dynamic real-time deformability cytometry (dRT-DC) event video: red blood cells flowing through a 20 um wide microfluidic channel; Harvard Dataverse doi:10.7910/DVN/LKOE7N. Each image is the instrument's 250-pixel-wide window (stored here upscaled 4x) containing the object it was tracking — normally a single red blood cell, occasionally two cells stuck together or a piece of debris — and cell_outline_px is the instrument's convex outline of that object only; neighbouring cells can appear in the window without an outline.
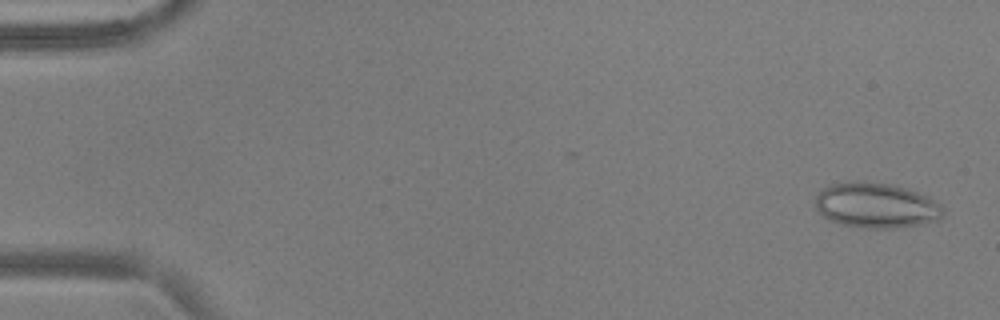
{"species": "common noctule bat (a hibernating species)", "species_latin": "Nyctalus noctula", "temperature_condition": "warm", "stored_images_in_passage": 53, "camera_frame_rate_fps": 3000, "um_per_image_px": 0.085, "animal": {"sex": "male", "body_mass_g": 17.9, "forearm_length_mm": 54.2}, "frame": {"image": 1, "passage_image": 2, "time_ms": 0.333, "image_size_px": [1000, 320], "cell_outline_px": [[944, 212], [940, 220], [920, 224], [896, 228], [868, 228], [840, 224], [828, 220], [816, 208], [816, 196], [824, 188], [832, 184], [856, 180], [892, 184], [916, 192], [940, 204], [944, 208]], "centroid_in_image_um": [74.47, 17.46], "position_along_channel_um": 10.5, "area_um2": 33.52}}
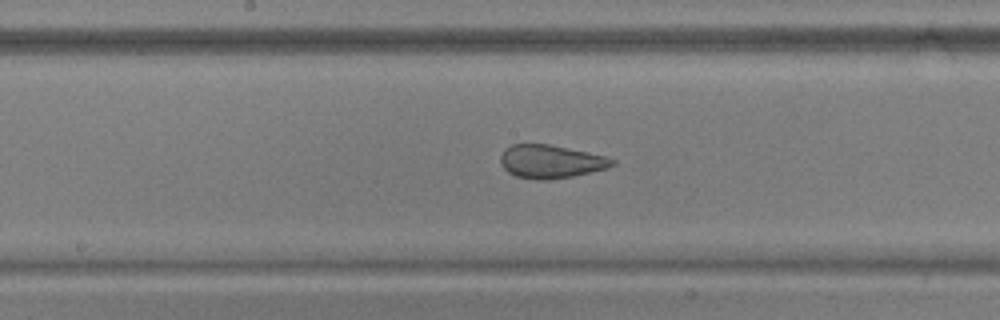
{"frame": {"image": 2, "passage_image": 28, "time_ms": 9.0, "image_size_px": [1000, 320], "cell_outline_px": [[616, 164], [608, 168], [572, 176], [548, 180], [540, 180], [516, 176], [508, 172], [500, 164], [500, 156], [504, 148], [512, 144], [548, 144], [604, 156], [616, 160]], "centroid_in_image_um": [46.78, 13.73], "position_along_channel_um": 201.4, "area_um2": 21.56}}
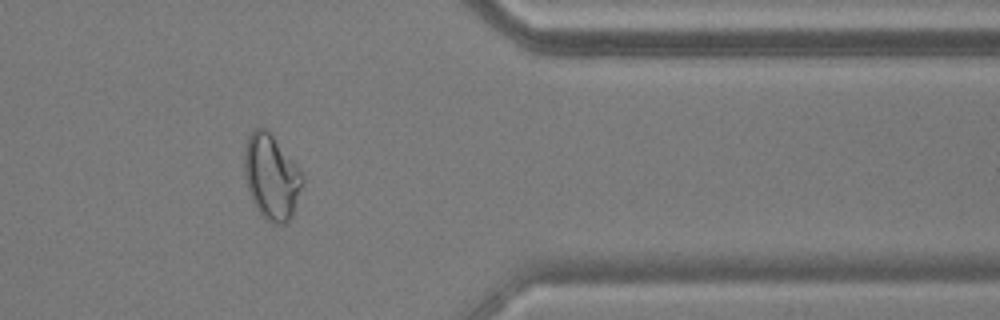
{"frame": {"image": 3, "passage_image": 44, "time_ms": 14.333, "image_size_px": [1000, 320], "cell_outline_px": [[304, 180], [292, 216], [284, 224], [272, 224], [260, 212], [252, 200], [248, 188], [244, 172], [244, 152], [248, 136], [256, 128], [264, 128], [272, 136], [292, 160], [304, 176]], "centroid_in_image_um": [23.07, 15.06], "position_along_channel_um": 388.3, "area_um2": 28.15}, "authors_computed_cell_mechanics": {"area_um2": 27.6862, "velocity_mm_per_s": 3.7818, "shape_relaxation_time_tau1_ms": null, "shape_relaxation_time_tau2_ms": 0.8232, "deformation_change_tau1": null, "deformation_change_tau2": 0.0696}}